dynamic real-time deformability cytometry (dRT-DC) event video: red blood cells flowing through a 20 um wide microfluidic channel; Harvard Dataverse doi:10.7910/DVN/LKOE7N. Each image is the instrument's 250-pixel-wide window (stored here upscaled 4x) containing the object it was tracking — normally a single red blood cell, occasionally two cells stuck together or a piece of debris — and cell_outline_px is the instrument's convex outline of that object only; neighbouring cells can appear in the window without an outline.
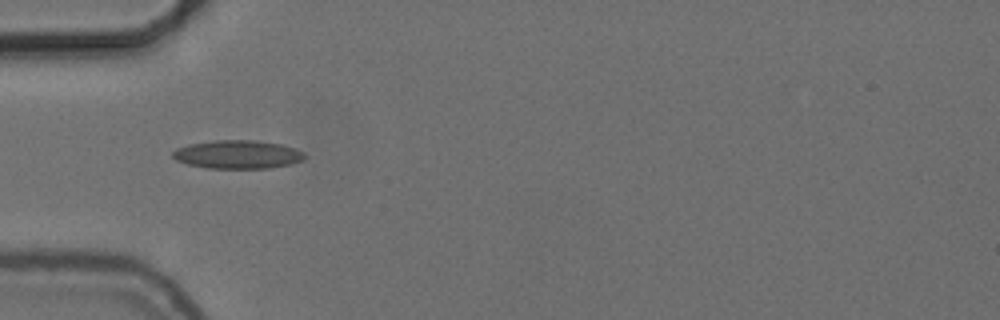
{"species": "common noctule bat (a hibernating species)", "species_latin": "Nyctalus noctula", "temperature_condition": "cold", "stored_images_in_passage": 40, "camera_frame_rate_fps": 3000, "um_per_image_px": 0.085, "animal": {"sex": "female", "body_mass_g": 24.6, "forearm_length_mm": 56.2}, "frame": {"image": 1, "passage_image": 3, "time_ms": 0.667, "image_size_px": [1000, 320], "cell_outline_px": [[304, 160], [288, 164], [268, 168], [208, 168], [188, 164], [176, 160], [172, 156], [172, 152], [176, 148], [188, 144], [216, 140], [256, 140], [280, 144], [296, 148], [304, 152]], "centroid_in_image_um": [20.19, 13.12], "position_along_channel_um": 64.8, "area_um2": 21.79}}
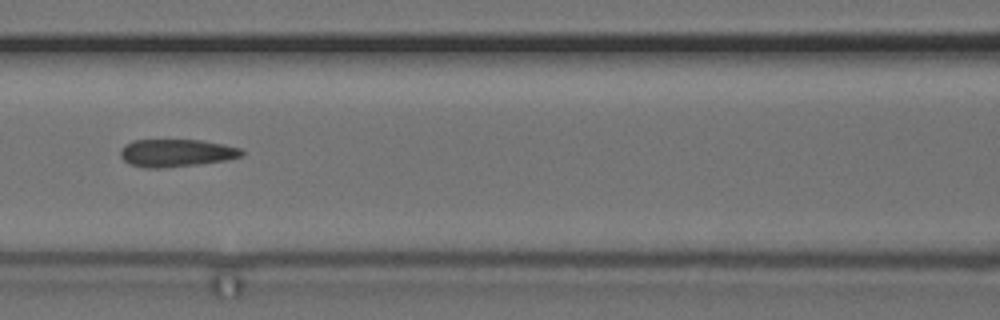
{"frame": {"image": 2, "passage_image": 10, "time_ms": 3.0, "image_size_px": [1000, 320], "cell_outline_px": [[244, 156], [228, 160], [164, 168], [144, 168], [128, 164], [120, 156], [120, 148], [124, 144], [132, 140], [200, 140], [224, 144], [240, 148], [244, 152]], "centroid_in_image_um": [14.96, 13.0], "position_along_channel_um": 151.6, "area_um2": 19.77}}
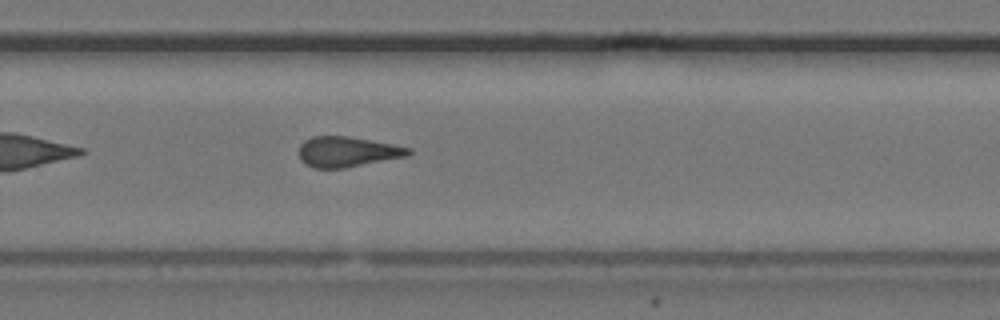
{"frame": {"image": 3, "passage_image": 22, "time_ms": 7.0, "image_size_px": [1000, 320], "cell_outline_px": [[412, 152], [408, 156], [344, 168], [312, 168], [304, 164], [300, 160], [300, 144], [304, 140], [312, 136], [348, 136], [392, 144], [412, 148]], "centroid_in_image_um": [29.51, 12.9], "position_along_channel_um": 300.3, "area_um2": 19.42}, "authors_computed_cell_mechanics": {"area_um2": 19.4786, "velocity_mm_per_s": 3.7383, "shape_relaxation_time_tau1_ms": 9.3965, "shape_relaxation_time_tau2_ms": 2.099, "deformation_change_tau1": 0.2045, "deformation_change_tau2": 0.1234}}